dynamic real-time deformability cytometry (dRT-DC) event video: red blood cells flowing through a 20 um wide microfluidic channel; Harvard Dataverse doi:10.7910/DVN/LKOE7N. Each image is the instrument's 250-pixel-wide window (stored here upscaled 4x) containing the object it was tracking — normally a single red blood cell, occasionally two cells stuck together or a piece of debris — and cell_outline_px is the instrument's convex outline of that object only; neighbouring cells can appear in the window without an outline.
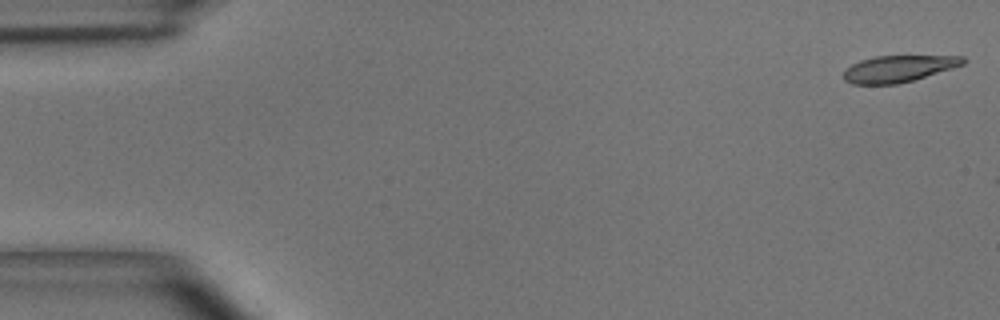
{"species": "common noctule bat (a hibernating species)", "species_latin": "Nyctalus noctula", "temperature_condition": "room temperature", "stored_images_in_passage": 2, "camera_frame_rate_fps": 3000, "um_per_image_px": 0.085, "animal": {"sex": "male", "body_mass_g": 15.6}, "frame": {"image": 1, "passage_image": 1, "time_ms": 0.0, "image_size_px": [1000, 320], "cell_outline_px": [[968, 60], [964, 64], [952, 68], [912, 80], [896, 84], [852, 84], [844, 80], [844, 72], [852, 64], [860, 60], [876, 56], [964, 56]], "centroid_in_image_um": [76.38, 5.83], "position_along_channel_um": 8.6, "area_um2": 18.32}}